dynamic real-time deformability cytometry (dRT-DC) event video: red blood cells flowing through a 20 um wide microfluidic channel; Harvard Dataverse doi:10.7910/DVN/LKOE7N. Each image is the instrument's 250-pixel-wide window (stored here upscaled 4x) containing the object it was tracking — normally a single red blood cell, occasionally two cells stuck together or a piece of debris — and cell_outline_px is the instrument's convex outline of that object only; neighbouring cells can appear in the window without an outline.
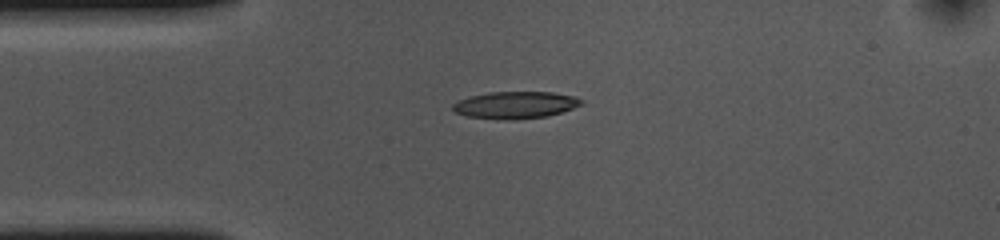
{"species": "common noctule bat (a hibernating species)", "species_latin": "Nyctalus noctula", "temperature_condition": "cold", "stored_images_in_passage": 43, "camera_frame_rate_fps": 3000, "um_per_image_px": 0.085, "animal": {"sex": "female", "body_mass_g": 10.0, "forearm_length_mm": 53.1}, "frame": {"image": 1, "passage_image": 1, "time_ms": 0.0, "image_size_px": [1000, 240], "cell_outline_px": [[584, 104], [548, 116], [516, 120], [504, 120], [468, 116], [456, 112], [452, 108], [452, 104], [468, 96], [488, 92], [552, 92], [576, 96], [584, 100]], "centroid_in_image_um": [43.83, 8.92], "position_along_channel_um": 41.2, "area_um2": 20.4}}
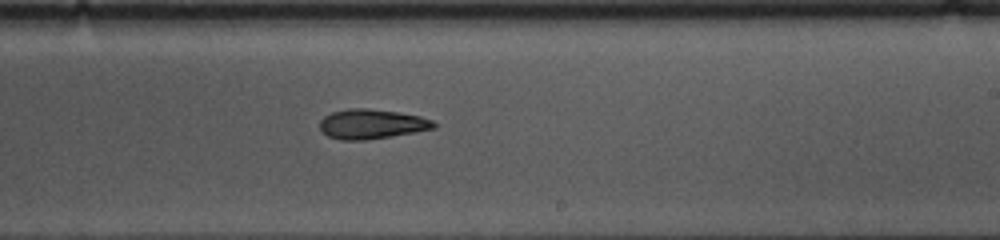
{"frame": {"image": 2, "passage_image": 20, "time_ms": 6.333, "image_size_px": [1000, 240], "cell_outline_px": [[436, 128], [416, 132], [392, 136], [364, 140], [340, 140], [328, 136], [320, 128], [320, 120], [324, 116], [332, 112], [348, 108], [368, 108], [396, 112], [420, 116], [432, 120], [436, 124]], "centroid_in_image_um": [31.59, 10.54], "position_along_channel_um": 257.4, "area_um2": 19.71}}
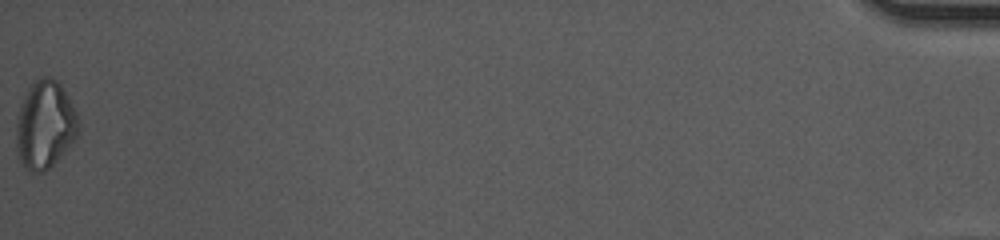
{"frame": {"image": 3, "passage_image": 43, "time_ms": 14.0, "image_size_px": [1000, 240], "cell_outline_px": [[80, 128], [76, 136], [68, 148], [44, 172], [32, 172], [20, 164], [16, 152], [16, 120], [20, 104], [32, 80], [44, 76], [52, 76], [60, 84], [68, 96], [76, 112]], "centroid_in_image_um": [3.79, 10.59], "position_along_channel_um": 431.4, "area_um2": 32.14}, "authors_computed_cell_mechanics": {"area_um2": 20.5768, "velocity_mm_per_s": 3.6526, "shape_relaxation_time_tau1_ms": 7.102, "shape_relaxation_time_tau2_ms": 9.8216, "deformation_change_tau1": 0.1752, "deformation_change_tau2": 0.21}}